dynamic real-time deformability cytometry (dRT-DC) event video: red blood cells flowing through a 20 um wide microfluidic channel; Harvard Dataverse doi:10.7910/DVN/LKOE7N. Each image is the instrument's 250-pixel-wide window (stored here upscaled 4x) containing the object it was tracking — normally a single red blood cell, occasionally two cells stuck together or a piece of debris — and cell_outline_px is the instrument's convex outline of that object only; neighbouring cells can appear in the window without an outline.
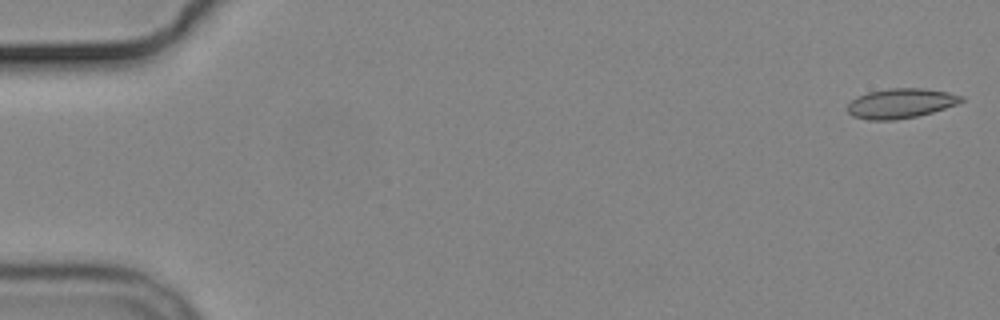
{"species": "common noctule bat (a hibernating species)", "species_latin": "Nyctalus noctula", "temperature_condition": "cold", "stored_images_in_passage": 56, "camera_frame_rate_fps": 3000, "um_per_image_px": 0.085, "animal": {"sex": "male", "body_mass_g": 19.2, "forearm_length_mm": 51.8}, "frame": {"image": 1, "passage_image": 1, "time_ms": 0.0, "image_size_px": [1000, 320], "cell_outline_px": [[964, 100], [956, 104], [932, 112], [916, 116], [896, 120], [868, 120], [852, 116], [844, 108], [852, 100], [868, 92], [888, 88], [924, 88], [948, 92], [964, 96]], "centroid_in_image_um": [76.54, 8.78], "position_along_channel_um": 8.5, "area_um2": 19.77}}
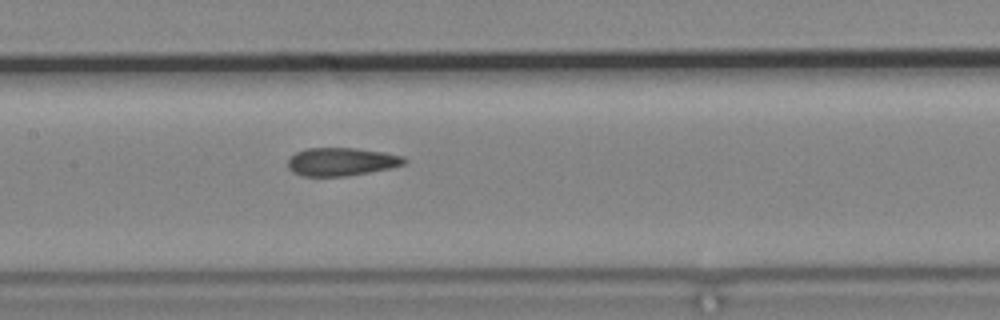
{"frame": {"image": 2, "passage_image": 27, "time_ms": 8.667, "image_size_px": [1000, 320], "cell_outline_px": [[408, 164], [348, 176], [304, 176], [292, 172], [288, 168], [288, 160], [296, 152], [308, 148], [356, 148], [384, 152], [404, 156], [408, 160]], "centroid_in_image_um": [29.05, 13.74], "position_along_channel_um": 178.3, "area_um2": 19.13}}
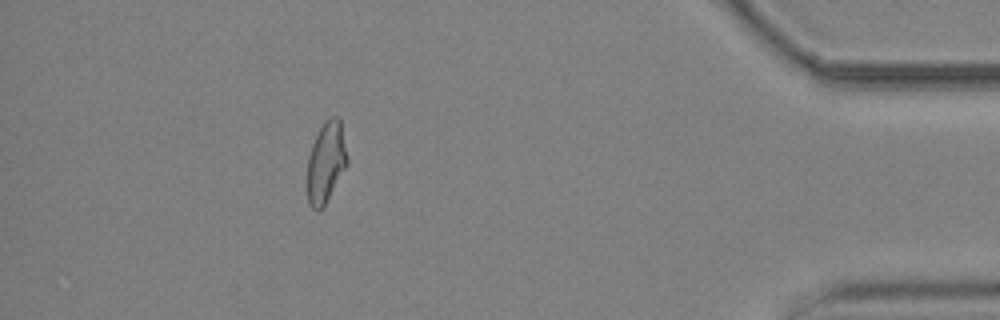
{"frame": {"image": 3, "passage_image": 50, "time_ms": 16.333, "image_size_px": [1000, 320], "cell_outline_px": [[348, 164], [324, 204], [316, 212], [308, 204], [308, 156], [312, 144], [324, 120], [328, 116], [340, 116], [348, 156]], "centroid_in_image_um": [27.73, 13.72], "position_along_channel_um": 407.5, "area_um2": 18.84}, "authors_computed_cell_mechanics": {"area_um2": 19.5075, "velocity_mm_per_s": 3.6632, "shape_relaxation_time_tau1_ms": null, "shape_relaxation_time_tau2_ms": 1.2883, "deformation_change_tau1": null, "deformation_change_tau2": 0.0755}}